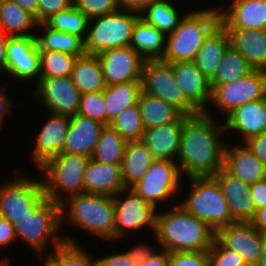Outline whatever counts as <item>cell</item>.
I'll return each mask as SVG.
<instances>
[{
  "instance_id": "obj_1",
  "label": "cell",
  "mask_w": 266,
  "mask_h": 266,
  "mask_svg": "<svg viewBox=\"0 0 266 266\" xmlns=\"http://www.w3.org/2000/svg\"><path fill=\"white\" fill-rule=\"evenodd\" d=\"M220 121L205 112L186 116L177 157L184 178L214 176L224 167L228 138L222 139L226 131Z\"/></svg>"
},
{
  "instance_id": "obj_2",
  "label": "cell",
  "mask_w": 266,
  "mask_h": 266,
  "mask_svg": "<svg viewBox=\"0 0 266 266\" xmlns=\"http://www.w3.org/2000/svg\"><path fill=\"white\" fill-rule=\"evenodd\" d=\"M171 207L159 209L157 213L154 238L159 249L168 252L209 250L215 239V231L206 222L185 211L177 200Z\"/></svg>"
},
{
  "instance_id": "obj_3",
  "label": "cell",
  "mask_w": 266,
  "mask_h": 266,
  "mask_svg": "<svg viewBox=\"0 0 266 266\" xmlns=\"http://www.w3.org/2000/svg\"><path fill=\"white\" fill-rule=\"evenodd\" d=\"M61 228L69 223L106 243L115 242V209L113 197L100 194H78L61 204ZM109 241V242H108Z\"/></svg>"
},
{
  "instance_id": "obj_4",
  "label": "cell",
  "mask_w": 266,
  "mask_h": 266,
  "mask_svg": "<svg viewBox=\"0 0 266 266\" xmlns=\"http://www.w3.org/2000/svg\"><path fill=\"white\" fill-rule=\"evenodd\" d=\"M196 9L188 11L174 31L166 35L162 61H194L204 40L220 24V5Z\"/></svg>"
},
{
  "instance_id": "obj_5",
  "label": "cell",
  "mask_w": 266,
  "mask_h": 266,
  "mask_svg": "<svg viewBox=\"0 0 266 266\" xmlns=\"http://www.w3.org/2000/svg\"><path fill=\"white\" fill-rule=\"evenodd\" d=\"M16 239L29 246L42 259L64 241L61 228V205L46 196L30 210V215L14 220ZM49 245V246H48ZM49 251V252H48Z\"/></svg>"
},
{
  "instance_id": "obj_6",
  "label": "cell",
  "mask_w": 266,
  "mask_h": 266,
  "mask_svg": "<svg viewBox=\"0 0 266 266\" xmlns=\"http://www.w3.org/2000/svg\"><path fill=\"white\" fill-rule=\"evenodd\" d=\"M91 158L60 152L38 169L44 178L45 196L61 204L68 197L84 193V173Z\"/></svg>"
},
{
  "instance_id": "obj_7",
  "label": "cell",
  "mask_w": 266,
  "mask_h": 266,
  "mask_svg": "<svg viewBox=\"0 0 266 266\" xmlns=\"http://www.w3.org/2000/svg\"><path fill=\"white\" fill-rule=\"evenodd\" d=\"M185 179L191 185L189 193L185 195L186 198L178 199V205L185 211L206 222L214 231L236 222L227 206L222 188L213 176Z\"/></svg>"
},
{
  "instance_id": "obj_8",
  "label": "cell",
  "mask_w": 266,
  "mask_h": 266,
  "mask_svg": "<svg viewBox=\"0 0 266 266\" xmlns=\"http://www.w3.org/2000/svg\"><path fill=\"white\" fill-rule=\"evenodd\" d=\"M139 12L119 9L116 12L89 20L85 40L86 54L98 55L117 47H127Z\"/></svg>"
},
{
  "instance_id": "obj_9",
  "label": "cell",
  "mask_w": 266,
  "mask_h": 266,
  "mask_svg": "<svg viewBox=\"0 0 266 266\" xmlns=\"http://www.w3.org/2000/svg\"><path fill=\"white\" fill-rule=\"evenodd\" d=\"M183 178L177 161L155 159L143 178L132 189L157 209L163 208L162 205L170 202V199L181 198L176 195H179L180 189L182 190L181 186L185 180Z\"/></svg>"
},
{
  "instance_id": "obj_10",
  "label": "cell",
  "mask_w": 266,
  "mask_h": 266,
  "mask_svg": "<svg viewBox=\"0 0 266 266\" xmlns=\"http://www.w3.org/2000/svg\"><path fill=\"white\" fill-rule=\"evenodd\" d=\"M265 97L266 71L253 69L240 79L217 86L212 91L210 106L216 108L218 113L214 115L210 108L205 113L215 118H218L216 115L220 114V118L224 116L223 120L235 108Z\"/></svg>"
},
{
  "instance_id": "obj_11",
  "label": "cell",
  "mask_w": 266,
  "mask_h": 266,
  "mask_svg": "<svg viewBox=\"0 0 266 266\" xmlns=\"http://www.w3.org/2000/svg\"><path fill=\"white\" fill-rule=\"evenodd\" d=\"M140 81L143 92L172 104L185 116L200 113L184 96L183 91L176 82L171 63H166L161 59L145 60Z\"/></svg>"
},
{
  "instance_id": "obj_12",
  "label": "cell",
  "mask_w": 266,
  "mask_h": 266,
  "mask_svg": "<svg viewBox=\"0 0 266 266\" xmlns=\"http://www.w3.org/2000/svg\"><path fill=\"white\" fill-rule=\"evenodd\" d=\"M113 202L115 241L126 239L127 234L132 231V233H136L151 229L154 235L159 209L144 201L132 188H124L119 191L113 196Z\"/></svg>"
},
{
  "instance_id": "obj_13",
  "label": "cell",
  "mask_w": 266,
  "mask_h": 266,
  "mask_svg": "<svg viewBox=\"0 0 266 266\" xmlns=\"http://www.w3.org/2000/svg\"><path fill=\"white\" fill-rule=\"evenodd\" d=\"M31 177V178H30ZM45 197L41 178L22 174L0 184V216L10 223L30 215V210Z\"/></svg>"
},
{
  "instance_id": "obj_14",
  "label": "cell",
  "mask_w": 266,
  "mask_h": 266,
  "mask_svg": "<svg viewBox=\"0 0 266 266\" xmlns=\"http://www.w3.org/2000/svg\"><path fill=\"white\" fill-rule=\"evenodd\" d=\"M33 98L48 112L73 116L77 114L81 93L72 83L70 76L39 77L34 86Z\"/></svg>"
},
{
  "instance_id": "obj_15",
  "label": "cell",
  "mask_w": 266,
  "mask_h": 266,
  "mask_svg": "<svg viewBox=\"0 0 266 266\" xmlns=\"http://www.w3.org/2000/svg\"><path fill=\"white\" fill-rule=\"evenodd\" d=\"M7 77L12 80L34 81L40 77V53L35 35L8 36L7 44Z\"/></svg>"
},
{
  "instance_id": "obj_16",
  "label": "cell",
  "mask_w": 266,
  "mask_h": 266,
  "mask_svg": "<svg viewBox=\"0 0 266 266\" xmlns=\"http://www.w3.org/2000/svg\"><path fill=\"white\" fill-rule=\"evenodd\" d=\"M49 115V116H48ZM47 120L43 123L34 137L35 145L30 153L31 162L38 170L49 159L62 152L65 138L69 130L70 116L49 112Z\"/></svg>"
},
{
  "instance_id": "obj_17",
  "label": "cell",
  "mask_w": 266,
  "mask_h": 266,
  "mask_svg": "<svg viewBox=\"0 0 266 266\" xmlns=\"http://www.w3.org/2000/svg\"><path fill=\"white\" fill-rule=\"evenodd\" d=\"M97 56L102 65L106 86L141 80L145 59L131 46L106 50Z\"/></svg>"
},
{
  "instance_id": "obj_18",
  "label": "cell",
  "mask_w": 266,
  "mask_h": 266,
  "mask_svg": "<svg viewBox=\"0 0 266 266\" xmlns=\"http://www.w3.org/2000/svg\"><path fill=\"white\" fill-rule=\"evenodd\" d=\"M215 239L225 248L239 253L247 264H258L262 234L250 222H235L218 228Z\"/></svg>"
},
{
  "instance_id": "obj_19",
  "label": "cell",
  "mask_w": 266,
  "mask_h": 266,
  "mask_svg": "<svg viewBox=\"0 0 266 266\" xmlns=\"http://www.w3.org/2000/svg\"><path fill=\"white\" fill-rule=\"evenodd\" d=\"M223 123L226 133L240 136V141L236 143H244L250 137L266 132V97L235 108L223 119Z\"/></svg>"
},
{
  "instance_id": "obj_20",
  "label": "cell",
  "mask_w": 266,
  "mask_h": 266,
  "mask_svg": "<svg viewBox=\"0 0 266 266\" xmlns=\"http://www.w3.org/2000/svg\"><path fill=\"white\" fill-rule=\"evenodd\" d=\"M176 82L184 96L200 111L209 108L212 98L210 80L207 79L193 61L173 62Z\"/></svg>"
},
{
  "instance_id": "obj_21",
  "label": "cell",
  "mask_w": 266,
  "mask_h": 266,
  "mask_svg": "<svg viewBox=\"0 0 266 266\" xmlns=\"http://www.w3.org/2000/svg\"><path fill=\"white\" fill-rule=\"evenodd\" d=\"M229 2L230 5L220 8V23L225 29L266 30V0Z\"/></svg>"
},
{
  "instance_id": "obj_22",
  "label": "cell",
  "mask_w": 266,
  "mask_h": 266,
  "mask_svg": "<svg viewBox=\"0 0 266 266\" xmlns=\"http://www.w3.org/2000/svg\"><path fill=\"white\" fill-rule=\"evenodd\" d=\"M220 184L232 218L236 222H250L256 213L250 185L221 168L213 176Z\"/></svg>"
},
{
  "instance_id": "obj_23",
  "label": "cell",
  "mask_w": 266,
  "mask_h": 266,
  "mask_svg": "<svg viewBox=\"0 0 266 266\" xmlns=\"http://www.w3.org/2000/svg\"><path fill=\"white\" fill-rule=\"evenodd\" d=\"M223 168L250 186L266 178V167L245 143H227Z\"/></svg>"
},
{
  "instance_id": "obj_24",
  "label": "cell",
  "mask_w": 266,
  "mask_h": 266,
  "mask_svg": "<svg viewBox=\"0 0 266 266\" xmlns=\"http://www.w3.org/2000/svg\"><path fill=\"white\" fill-rule=\"evenodd\" d=\"M104 124L75 114L70 116L69 130L62 152L82 154L92 157Z\"/></svg>"
},
{
  "instance_id": "obj_25",
  "label": "cell",
  "mask_w": 266,
  "mask_h": 266,
  "mask_svg": "<svg viewBox=\"0 0 266 266\" xmlns=\"http://www.w3.org/2000/svg\"><path fill=\"white\" fill-rule=\"evenodd\" d=\"M84 193L115 196L124 189L121 164L89 160L84 173Z\"/></svg>"
},
{
  "instance_id": "obj_26",
  "label": "cell",
  "mask_w": 266,
  "mask_h": 266,
  "mask_svg": "<svg viewBox=\"0 0 266 266\" xmlns=\"http://www.w3.org/2000/svg\"><path fill=\"white\" fill-rule=\"evenodd\" d=\"M184 116L176 125H161L145 129L142 142L155 159L177 161L180 151Z\"/></svg>"
},
{
  "instance_id": "obj_27",
  "label": "cell",
  "mask_w": 266,
  "mask_h": 266,
  "mask_svg": "<svg viewBox=\"0 0 266 266\" xmlns=\"http://www.w3.org/2000/svg\"><path fill=\"white\" fill-rule=\"evenodd\" d=\"M230 45L256 70L266 71V30L226 29Z\"/></svg>"
},
{
  "instance_id": "obj_28",
  "label": "cell",
  "mask_w": 266,
  "mask_h": 266,
  "mask_svg": "<svg viewBox=\"0 0 266 266\" xmlns=\"http://www.w3.org/2000/svg\"><path fill=\"white\" fill-rule=\"evenodd\" d=\"M229 46V34L220 23L204 40L193 61L207 79L214 77Z\"/></svg>"
},
{
  "instance_id": "obj_29",
  "label": "cell",
  "mask_w": 266,
  "mask_h": 266,
  "mask_svg": "<svg viewBox=\"0 0 266 266\" xmlns=\"http://www.w3.org/2000/svg\"><path fill=\"white\" fill-rule=\"evenodd\" d=\"M129 46L145 60L162 59L166 48V35L139 17L133 26Z\"/></svg>"
},
{
  "instance_id": "obj_30",
  "label": "cell",
  "mask_w": 266,
  "mask_h": 266,
  "mask_svg": "<svg viewBox=\"0 0 266 266\" xmlns=\"http://www.w3.org/2000/svg\"><path fill=\"white\" fill-rule=\"evenodd\" d=\"M145 129L161 125H176L185 115L172 104L141 91L138 98Z\"/></svg>"
},
{
  "instance_id": "obj_31",
  "label": "cell",
  "mask_w": 266,
  "mask_h": 266,
  "mask_svg": "<svg viewBox=\"0 0 266 266\" xmlns=\"http://www.w3.org/2000/svg\"><path fill=\"white\" fill-rule=\"evenodd\" d=\"M155 158L142 141L127 142L121 164L124 188H132L145 175Z\"/></svg>"
},
{
  "instance_id": "obj_32",
  "label": "cell",
  "mask_w": 266,
  "mask_h": 266,
  "mask_svg": "<svg viewBox=\"0 0 266 266\" xmlns=\"http://www.w3.org/2000/svg\"><path fill=\"white\" fill-rule=\"evenodd\" d=\"M70 77L81 94L101 92L106 88L102 65L97 55L85 54L78 57Z\"/></svg>"
},
{
  "instance_id": "obj_33",
  "label": "cell",
  "mask_w": 266,
  "mask_h": 266,
  "mask_svg": "<svg viewBox=\"0 0 266 266\" xmlns=\"http://www.w3.org/2000/svg\"><path fill=\"white\" fill-rule=\"evenodd\" d=\"M35 39L39 50L61 51L75 57L86 54L85 41L82 38L53 30L45 23L37 24Z\"/></svg>"
},
{
  "instance_id": "obj_34",
  "label": "cell",
  "mask_w": 266,
  "mask_h": 266,
  "mask_svg": "<svg viewBox=\"0 0 266 266\" xmlns=\"http://www.w3.org/2000/svg\"><path fill=\"white\" fill-rule=\"evenodd\" d=\"M34 15L12 0H0V31L8 36L35 35Z\"/></svg>"
},
{
  "instance_id": "obj_35",
  "label": "cell",
  "mask_w": 266,
  "mask_h": 266,
  "mask_svg": "<svg viewBox=\"0 0 266 266\" xmlns=\"http://www.w3.org/2000/svg\"><path fill=\"white\" fill-rule=\"evenodd\" d=\"M141 91V81L106 86L103 95L107 111V125L126 108L138 103Z\"/></svg>"
},
{
  "instance_id": "obj_36",
  "label": "cell",
  "mask_w": 266,
  "mask_h": 266,
  "mask_svg": "<svg viewBox=\"0 0 266 266\" xmlns=\"http://www.w3.org/2000/svg\"><path fill=\"white\" fill-rule=\"evenodd\" d=\"M173 0H153L141 12L140 18L168 35L178 26L180 20L187 13L179 12L178 5ZM182 14V15H181Z\"/></svg>"
},
{
  "instance_id": "obj_37",
  "label": "cell",
  "mask_w": 266,
  "mask_h": 266,
  "mask_svg": "<svg viewBox=\"0 0 266 266\" xmlns=\"http://www.w3.org/2000/svg\"><path fill=\"white\" fill-rule=\"evenodd\" d=\"M63 237L64 241L47 256L55 266H96L94 255H91L76 239L64 233Z\"/></svg>"
},
{
  "instance_id": "obj_38",
  "label": "cell",
  "mask_w": 266,
  "mask_h": 266,
  "mask_svg": "<svg viewBox=\"0 0 266 266\" xmlns=\"http://www.w3.org/2000/svg\"><path fill=\"white\" fill-rule=\"evenodd\" d=\"M252 70L247 60L230 45L225 51L216 74L210 80L211 90L213 91L219 85L240 79Z\"/></svg>"
},
{
  "instance_id": "obj_39",
  "label": "cell",
  "mask_w": 266,
  "mask_h": 266,
  "mask_svg": "<svg viewBox=\"0 0 266 266\" xmlns=\"http://www.w3.org/2000/svg\"><path fill=\"white\" fill-rule=\"evenodd\" d=\"M127 142L110 126L101 131L92 159L108 164H122Z\"/></svg>"
},
{
  "instance_id": "obj_40",
  "label": "cell",
  "mask_w": 266,
  "mask_h": 266,
  "mask_svg": "<svg viewBox=\"0 0 266 266\" xmlns=\"http://www.w3.org/2000/svg\"><path fill=\"white\" fill-rule=\"evenodd\" d=\"M89 18L73 4L66 10L53 14L44 23L53 30L70 33L86 40Z\"/></svg>"
},
{
  "instance_id": "obj_41",
  "label": "cell",
  "mask_w": 266,
  "mask_h": 266,
  "mask_svg": "<svg viewBox=\"0 0 266 266\" xmlns=\"http://www.w3.org/2000/svg\"><path fill=\"white\" fill-rule=\"evenodd\" d=\"M109 125L126 142L141 141L145 131L138 103L126 108Z\"/></svg>"
},
{
  "instance_id": "obj_42",
  "label": "cell",
  "mask_w": 266,
  "mask_h": 266,
  "mask_svg": "<svg viewBox=\"0 0 266 266\" xmlns=\"http://www.w3.org/2000/svg\"><path fill=\"white\" fill-rule=\"evenodd\" d=\"M40 77L71 76L78 57L61 51L39 50Z\"/></svg>"
},
{
  "instance_id": "obj_43",
  "label": "cell",
  "mask_w": 266,
  "mask_h": 266,
  "mask_svg": "<svg viewBox=\"0 0 266 266\" xmlns=\"http://www.w3.org/2000/svg\"><path fill=\"white\" fill-rule=\"evenodd\" d=\"M77 114L107 125V111L103 91L82 94Z\"/></svg>"
},
{
  "instance_id": "obj_44",
  "label": "cell",
  "mask_w": 266,
  "mask_h": 266,
  "mask_svg": "<svg viewBox=\"0 0 266 266\" xmlns=\"http://www.w3.org/2000/svg\"><path fill=\"white\" fill-rule=\"evenodd\" d=\"M208 254L210 266H245L247 264L239 253L223 247L216 239Z\"/></svg>"
},
{
  "instance_id": "obj_45",
  "label": "cell",
  "mask_w": 266,
  "mask_h": 266,
  "mask_svg": "<svg viewBox=\"0 0 266 266\" xmlns=\"http://www.w3.org/2000/svg\"><path fill=\"white\" fill-rule=\"evenodd\" d=\"M73 5L89 19L119 10L116 0H73Z\"/></svg>"
},
{
  "instance_id": "obj_46",
  "label": "cell",
  "mask_w": 266,
  "mask_h": 266,
  "mask_svg": "<svg viewBox=\"0 0 266 266\" xmlns=\"http://www.w3.org/2000/svg\"><path fill=\"white\" fill-rule=\"evenodd\" d=\"M168 266H210L207 251L169 252Z\"/></svg>"
},
{
  "instance_id": "obj_47",
  "label": "cell",
  "mask_w": 266,
  "mask_h": 266,
  "mask_svg": "<svg viewBox=\"0 0 266 266\" xmlns=\"http://www.w3.org/2000/svg\"><path fill=\"white\" fill-rule=\"evenodd\" d=\"M73 0H38L37 13L34 18L37 23H44L53 14L68 9Z\"/></svg>"
},
{
  "instance_id": "obj_48",
  "label": "cell",
  "mask_w": 266,
  "mask_h": 266,
  "mask_svg": "<svg viewBox=\"0 0 266 266\" xmlns=\"http://www.w3.org/2000/svg\"><path fill=\"white\" fill-rule=\"evenodd\" d=\"M141 243V244H140ZM130 246V249H126L130 259L136 266H141L156 250L157 247H153L152 243L141 242ZM128 250V251H127Z\"/></svg>"
},
{
  "instance_id": "obj_49",
  "label": "cell",
  "mask_w": 266,
  "mask_h": 266,
  "mask_svg": "<svg viewBox=\"0 0 266 266\" xmlns=\"http://www.w3.org/2000/svg\"><path fill=\"white\" fill-rule=\"evenodd\" d=\"M123 251L117 253L112 252V254H107L104 257L95 256L96 266H136L130 259L128 253L125 250Z\"/></svg>"
},
{
  "instance_id": "obj_50",
  "label": "cell",
  "mask_w": 266,
  "mask_h": 266,
  "mask_svg": "<svg viewBox=\"0 0 266 266\" xmlns=\"http://www.w3.org/2000/svg\"><path fill=\"white\" fill-rule=\"evenodd\" d=\"M244 143L266 167V132L252 136Z\"/></svg>"
},
{
  "instance_id": "obj_51",
  "label": "cell",
  "mask_w": 266,
  "mask_h": 266,
  "mask_svg": "<svg viewBox=\"0 0 266 266\" xmlns=\"http://www.w3.org/2000/svg\"><path fill=\"white\" fill-rule=\"evenodd\" d=\"M16 240L13 224L0 216V248L8 249Z\"/></svg>"
},
{
  "instance_id": "obj_52",
  "label": "cell",
  "mask_w": 266,
  "mask_h": 266,
  "mask_svg": "<svg viewBox=\"0 0 266 266\" xmlns=\"http://www.w3.org/2000/svg\"><path fill=\"white\" fill-rule=\"evenodd\" d=\"M250 192L256 210L266 206V178L251 185Z\"/></svg>"
},
{
  "instance_id": "obj_53",
  "label": "cell",
  "mask_w": 266,
  "mask_h": 266,
  "mask_svg": "<svg viewBox=\"0 0 266 266\" xmlns=\"http://www.w3.org/2000/svg\"><path fill=\"white\" fill-rule=\"evenodd\" d=\"M1 83V82H0ZM8 86L7 83L0 84V128L2 129L3 124L5 123V119L11 116V110L14 107L12 98L7 96L5 92H7L4 86Z\"/></svg>"
},
{
  "instance_id": "obj_54",
  "label": "cell",
  "mask_w": 266,
  "mask_h": 266,
  "mask_svg": "<svg viewBox=\"0 0 266 266\" xmlns=\"http://www.w3.org/2000/svg\"><path fill=\"white\" fill-rule=\"evenodd\" d=\"M169 252L158 248L141 266H168Z\"/></svg>"
},
{
  "instance_id": "obj_55",
  "label": "cell",
  "mask_w": 266,
  "mask_h": 266,
  "mask_svg": "<svg viewBox=\"0 0 266 266\" xmlns=\"http://www.w3.org/2000/svg\"><path fill=\"white\" fill-rule=\"evenodd\" d=\"M153 0H116L119 9L141 12Z\"/></svg>"
},
{
  "instance_id": "obj_56",
  "label": "cell",
  "mask_w": 266,
  "mask_h": 266,
  "mask_svg": "<svg viewBox=\"0 0 266 266\" xmlns=\"http://www.w3.org/2000/svg\"><path fill=\"white\" fill-rule=\"evenodd\" d=\"M7 44H8V35H5L2 31H0V75L6 74Z\"/></svg>"
},
{
  "instance_id": "obj_57",
  "label": "cell",
  "mask_w": 266,
  "mask_h": 266,
  "mask_svg": "<svg viewBox=\"0 0 266 266\" xmlns=\"http://www.w3.org/2000/svg\"><path fill=\"white\" fill-rule=\"evenodd\" d=\"M250 223L261 234H266V206L256 210L255 216Z\"/></svg>"
},
{
  "instance_id": "obj_58",
  "label": "cell",
  "mask_w": 266,
  "mask_h": 266,
  "mask_svg": "<svg viewBox=\"0 0 266 266\" xmlns=\"http://www.w3.org/2000/svg\"><path fill=\"white\" fill-rule=\"evenodd\" d=\"M17 3L21 8L29 11L35 15L37 13L38 0H12Z\"/></svg>"
},
{
  "instance_id": "obj_59",
  "label": "cell",
  "mask_w": 266,
  "mask_h": 266,
  "mask_svg": "<svg viewBox=\"0 0 266 266\" xmlns=\"http://www.w3.org/2000/svg\"><path fill=\"white\" fill-rule=\"evenodd\" d=\"M258 266H266V234H262V251Z\"/></svg>"
},
{
  "instance_id": "obj_60",
  "label": "cell",
  "mask_w": 266,
  "mask_h": 266,
  "mask_svg": "<svg viewBox=\"0 0 266 266\" xmlns=\"http://www.w3.org/2000/svg\"><path fill=\"white\" fill-rule=\"evenodd\" d=\"M2 257V258H1ZM0 266H12V265H10V259H9V257L6 255V257L4 256H0Z\"/></svg>"
},
{
  "instance_id": "obj_61",
  "label": "cell",
  "mask_w": 266,
  "mask_h": 266,
  "mask_svg": "<svg viewBox=\"0 0 266 266\" xmlns=\"http://www.w3.org/2000/svg\"><path fill=\"white\" fill-rule=\"evenodd\" d=\"M42 265L41 266H55L47 257H42Z\"/></svg>"
},
{
  "instance_id": "obj_62",
  "label": "cell",
  "mask_w": 266,
  "mask_h": 266,
  "mask_svg": "<svg viewBox=\"0 0 266 266\" xmlns=\"http://www.w3.org/2000/svg\"><path fill=\"white\" fill-rule=\"evenodd\" d=\"M245 266H258L257 264H246Z\"/></svg>"
}]
</instances>
